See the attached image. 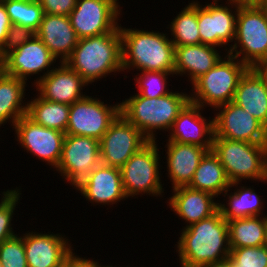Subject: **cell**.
<instances>
[{
  "mask_svg": "<svg viewBox=\"0 0 267 267\" xmlns=\"http://www.w3.org/2000/svg\"><path fill=\"white\" fill-rule=\"evenodd\" d=\"M181 231L175 244L181 267H204L229 257L228 223L219 209Z\"/></svg>",
  "mask_w": 267,
  "mask_h": 267,
  "instance_id": "1",
  "label": "cell"
},
{
  "mask_svg": "<svg viewBox=\"0 0 267 267\" xmlns=\"http://www.w3.org/2000/svg\"><path fill=\"white\" fill-rule=\"evenodd\" d=\"M119 30L122 40L123 72L127 69H136L140 72L174 73L175 46L166 33L123 28L121 24Z\"/></svg>",
  "mask_w": 267,
  "mask_h": 267,
  "instance_id": "2",
  "label": "cell"
},
{
  "mask_svg": "<svg viewBox=\"0 0 267 267\" xmlns=\"http://www.w3.org/2000/svg\"><path fill=\"white\" fill-rule=\"evenodd\" d=\"M65 63L89 85L112 72H123L120 30L79 39Z\"/></svg>",
  "mask_w": 267,
  "mask_h": 267,
  "instance_id": "3",
  "label": "cell"
},
{
  "mask_svg": "<svg viewBox=\"0 0 267 267\" xmlns=\"http://www.w3.org/2000/svg\"><path fill=\"white\" fill-rule=\"evenodd\" d=\"M189 101L188 93L173 90L158 98H147L135 93L120 102V114L150 141H155L156 131H170L180 111Z\"/></svg>",
  "mask_w": 267,
  "mask_h": 267,
  "instance_id": "4",
  "label": "cell"
},
{
  "mask_svg": "<svg viewBox=\"0 0 267 267\" xmlns=\"http://www.w3.org/2000/svg\"><path fill=\"white\" fill-rule=\"evenodd\" d=\"M211 150L231 183L245 179L267 183V144L213 137Z\"/></svg>",
  "mask_w": 267,
  "mask_h": 267,
  "instance_id": "5",
  "label": "cell"
},
{
  "mask_svg": "<svg viewBox=\"0 0 267 267\" xmlns=\"http://www.w3.org/2000/svg\"><path fill=\"white\" fill-rule=\"evenodd\" d=\"M249 67L227 53L207 73L192 83L190 101L213 110L233 101L238 82ZM208 105V106H207Z\"/></svg>",
  "mask_w": 267,
  "mask_h": 267,
  "instance_id": "6",
  "label": "cell"
},
{
  "mask_svg": "<svg viewBox=\"0 0 267 267\" xmlns=\"http://www.w3.org/2000/svg\"><path fill=\"white\" fill-rule=\"evenodd\" d=\"M228 54L240 58L249 68L267 58L266 6L238 4L235 38Z\"/></svg>",
  "mask_w": 267,
  "mask_h": 267,
  "instance_id": "7",
  "label": "cell"
},
{
  "mask_svg": "<svg viewBox=\"0 0 267 267\" xmlns=\"http://www.w3.org/2000/svg\"><path fill=\"white\" fill-rule=\"evenodd\" d=\"M157 141H149L120 168L125 194L128 197L150 195L163 197L160 177V156Z\"/></svg>",
  "mask_w": 267,
  "mask_h": 267,
  "instance_id": "8",
  "label": "cell"
},
{
  "mask_svg": "<svg viewBox=\"0 0 267 267\" xmlns=\"http://www.w3.org/2000/svg\"><path fill=\"white\" fill-rule=\"evenodd\" d=\"M119 114L120 103L107 105L99 98L87 95L70 105L65 134L100 140Z\"/></svg>",
  "mask_w": 267,
  "mask_h": 267,
  "instance_id": "9",
  "label": "cell"
},
{
  "mask_svg": "<svg viewBox=\"0 0 267 267\" xmlns=\"http://www.w3.org/2000/svg\"><path fill=\"white\" fill-rule=\"evenodd\" d=\"M100 163L98 139L65 134L61 158L55 170L75 188Z\"/></svg>",
  "mask_w": 267,
  "mask_h": 267,
  "instance_id": "10",
  "label": "cell"
},
{
  "mask_svg": "<svg viewBox=\"0 0 267 267\" xmlns=\"http://www.w3.org/2000/svg\"><path fill=\"white\" fill-rule=\"evenodd\" d=\"M118 0H77L69 19L78 39L99 36L119 29Z\"/></svg>",
  "mask_w": 267,
  "mask_h": 267,
  "instance_id": "11",
  "label": "cell"
},
{
  "mask_svg": "<svg viewBox=\"0 0 267 267\" xmlns=\"http://www.w3.org/2000/svg\"><path fill=\"white\" fill-rule=\"evenodd\" d=\"M149 141L141 131L119 114L99 140L101 163L121 168Z\"/></svg>",
  "mask_w": 267,
  "mask_h": 267,
  "instance_id": "12",
  "label": "cell"
},
{
  "mask_svg": "<svg viewBox=\"0 0 267 267\" xmlns=\"http://www.w3.org/2000/svg\"><path fill=\"white\" fill-rule=\"evenodd\" d=\"M212 2L206 5H200L198 2V27L201 43L214 47H225V53H228L229 48H226V45L231 47L229 43L233 42L235 38L238 4L235 1H226L227 5L225 6L218 3L219 1Z\"/></svg>",
  "mask_w": 267,
  "mask_h": 267,
  "instance_id": "13",
  "label": "cell"
},
{
  "mask_svg": "<svg viewBox=\"0 0 267 267\" xmlns=\"http://www.w3.org/2000/svg\"><path fill=\"white\" fill-rule=\"evenodd\" d=\"M215 110L214 137L267 144V128L242 107L231 101Z\"/></svg>",
  "mask_w": 267,
  "mask_h": 267,
  "instance_id": "14",
  "label": "cell"
},
{
  "mask_svg": "<svg viewBox=\"0 0 267 267\" xmlns=\"http://www.w3.org/2000/svg\"><path fill=\"white\" fill-rule=\"evenodd\" d=\"M13 128L17 142L27 153L45 161L52 168H57L65 133L37 124L27 115L18 119Z\"/></svg>",
  "mask_w": 267,
  "mask_h": 267,
  "instance_id": "15",
  "label": "cell"
},
{
  "mask_svg": "<svg viewBox=\"0 0 267 267\" xmlns=\"http://www.w3.org/2000/svg\"><path fill=\"white\" fill-rule=\"evenodd\" d=\"M56 60L41 39L34 35L30 40L3 58V72L27 82L31 76L41 75L40 73L46 69L42 74L43 76L41 75L34 80V86L55 68L53 66L57 62Z\"/></svg>",
  "mask_w": 267,
  "mask_h": 267,
  "instance_id": "16",
  "label": "cell"
},
{
  "mask_svg": "<svg viewBox=\"0 0 267 267\" xmlns=\"http://www.w3.org/2000/svg\"><path fill=\"white\" fill-rule=\"evenodd\" d=\"M22 237L28 267H64L73 254V245L61 233L31 231Z\"/></svg>",
  "mask_w": 267,
  "mask_h": 267,
  "instance_id": "17",
  "label": "cell"
},
{
  "mask_svg": "<svg viewBox=\"0 0 267 267\" xmlns=\"http://www.w3.org/2000/svg\"><path fill=\"white\" fill-rule=\"evenodd\" d=\"M205 108L189 101L175 119L166 141L187 143L212 149L214 118L206 119L201 113Z\"/></svg>",
  "mask_w": 267,
  "mask_h": 267,
  "instance_id": "18",
  "label": "cell"
},
{
  "mask_svg": "<svg viewBox=\"0 0 267 267\" xmlns=\"http://www.w3.org/2000/svg\"><path fill=\"white\" fill-rule=\"evenodd\" d=\"M75 189L92 205H112L127 198L121 171L118 167H111L100 163Z\"/></svg>",
  "mask_w": 267,
  "mask_h": 267,
  "instance_id": "19",
  "label": "cell"
},
{
  "mask_svg": "<svg viewBox=\"0 0 267 267\" xmlns=\"http://www.w3.org/2000/svg\"><path fill=\"white\" fill-rule=\"evenodd\" d=\"M58 67L52 69L34 86L38 95L46 100L72 105L87 96L82 90L88 83L65 62H59Z\"/></svg>",
  "mask_w": 267,
  "mask_h": 267,
  "instance_id": "20",
  "label": "cell"
},
{
  "mask_svg": "<svg viewBox=\"0 0 267 267\" xmlns=\"http://www.w3.org/2000/svg\"><path fill=\"white\" fill-rule=\"evenodd\" d=\"M172 191L173 195L167 203L171 211L185 221L186 227L210 217L219 209V200L214 201L217 197L209 192L188 186L177 187Z\"/></svg>",
  "mask_w": 267,
  "mask_h": 267,
  "instance_id": "21",
  "label": "cell"
},
{
  "mask_svg": "<svg viewBox=\"0 0 267 267\" xmlns=\"http://www.w3.org/2000/svg\"><path fill=\"white\" fill-rule=\"evenodd\" d=\"M35 35L41 39L52 55L60 60V63L69 58L79 40L69 16L64 15L44 13Z\"/></svg>",
  "mask_w": 267,
  "mask_h": 267,
  "instance_id": "22",
  "label": "cell"
},
{
  "mask_svg": "<svg viewBox=\"0 0 267 267\" xmlns=\"http://www.w3.org/2000/svg\"><path fill=\"white\" fill-rule=\"evenodd\" d=\"M167 171L172 189L188 186L203 156L211 149L197 145L167 141Z\"/></svg>",
  "mask_w": 267,
  "mask_h": 267,
  "instance_id": "23",
  "label": "cell"
},
{
  "mask_svg": "<svg viewBox=\"0 0 267 267\" xmlns=\"http://www.w3.org/2000/svg\"><path fill=\"white\" fill-rule=\"evenodd\" d=\"M206 44L175 46L174 75H188L190 84L212 69L224 56Z\"/></svg>",
  "mask_w": 267,
  "mask_h": 267,
  "instance_id": "24",
  "label": "cell"
},
{
  "mask_svg": "<svg viewBox=\"0 0 267 267\" xmlns=\"http://www.w3.org/2000/svg\"><path fill=\"white\" fill-rule=\"evenodd\" d=\"M267 128V83L256 68H248L240 78L233 101Z\"/></svg>",
  "mask_w": 267,
  "mask_h": 267,
  "instance_id": "25",
  "label": "cell"
},
{
  "mask_svg": "<svg viewBox=\"0 0 267 267\" xmlns=\"http://www.w3.org/2000/svg\"><path fill=\"white\" fill-rule=\"evenodd\" d=\"M238 185H240V182L231 183L230 187L222 194L228 202H225L226 204H224L219 201L218 207L222 216L226 220L263 216V209L265 208V205L263 204L264 200L262 197L260 198L259 194L255 192L253 187L251 188L250 186L245 187L240 185L239 188H237ZM234 186V192L230 193L229 191H231V188Z\"/></svg>",
  "mask_w": 267,
  "mask_h": 267,
  "instance_id": "26",
  "label": "cell"
},
{
  "mask_svg": "<svg viewBox=\"0 0 267 267\" xmlns=\"http://www.w3.org/2000/svg\"><path fill=\"white\" fill-rule=\"evenodd\" d=\"M26 83L4 72L0 74V127L7 122L13 127L18 119L27 114L28 104L24 102L27 99L24 98Z\"/></svg>",
  "mask_w": 267,
  "mask_h": 267,
  "instance_id": "27",
  "label": "cell"
},
{
  "mask_svg": "<svg viewBox=\"0 0 267 267\" xmlns=\"http://www.w3.org/2000/svg\"><path fill=\"white\" fill-rule=\"evenodd\" d=\"M231 185L225 169L212 150L200 161L188 187L206 191L215 197L223 194Z\"/></svg>",
  "mask_w": 267,
  "mask_h": 267,
  "instance_id": "28",
  "label": "cell"
},
{
  "mask_svg": "<svg viewBox=\"0 0 267 267\" xmlns=\"http://www.w3.org/2000/svg\"><path fill=\"white\" fill-rule=\"evenodd\" d=\"M230 248L261 247L266 243L267 215L227 220Z\"/></svg>",
  "mask_w": 267,
  "mask_h": 267,
  "instance_id": "29",
  "label": "cell"
},
{
  "mask_svg": "<svg viewBox=\"0 0 267 267\" xmlns=\"http://www.w3.org/2000/svg\"><path fill=\"white\" fill-rule=\"evenodd\" d=\"M27 116L46 128L65 133L68 126L70 105L52 102L36 95L27 102Z\"/></svg>",
  "mask_w": 267,
  "mask_h": 267,
  "instance_id": "30",
  "label": "cell"
},
{
  "mask_svg": "<svg viewBox=\"0 0 267 267\" xmlns=\"http://www.w3.org/2000/svg\"><path fill=\"white\" fill-rule=\"evenodd\" d=\"M168 26L174 46L200 44L198 27V1H192L182 8Z\"/></svg>",
  "mask_w": 267,
  "mask_h": 267,
  "instance_id": "31",
  "label": "cell"
},
{
  "mask_svg": "<svg viewBox=\"0 0 267 267\" xmlns=\"http://www.w3.org/2000/svg\"><path fill=\"white\" fill-rule=\"evenodd\" d=\"M12 24H18L36 32L43 19L44 11L36 0H4Z\"/></svg>",
  "mask_w": 267,
  "mask_h": 267,
  "instance_id": "32",
  "label": "cell"
},
{
  "mask_svg": "<svg viewBox=\"0 0 267 267\" xmlns=\"http://www.w3.org/2000/svg\"><path fill=\"white\" fill-rule=\"evenodd\" d=\"M140 74V75H139ZM174 75L171 72L141 71L134 78L140 96L147 98H158L170 93L167 88L168 76Z\"/></svg>",
  "mask_w": 267,
  "mask_h": 267,
  "instance_id": "33",
  "label": "cell"
},
{
  "mask_svg": "<svg viewBox=\"0 0 267 267\" xmlns=\"http://www.w3.org/2000/svg\"><path fill=\"white\" fill-rule=\"evenodd\" d=\"M19 187L15 189L7 190L2 192V199L0 201V244L6 239L16 235L12 228V219L16 205L20 201L21 191Z\"/></svg>",
  "mask_w": 267,
  "mask_h": 267,
  "instance_id": "34",
  "label": "cell"
},
{
  "mask_svg": "<svg viewBox=\"0 0 267 267\" xmlns=\"http://www.w3.org/2000/svg\"><path fill=\"white\" fill-rule=\"evenodd\" d=\"M19 233L0 244V263L2 267H28L24 240Z\"/></svg>",
  "mask_w": 267,
  "mask_h": 267,
  "instance_id": "35",
  "label": "cell"
},
{
  "mask_svg": "<svg viewBox=\"0 0 267 267\" xmlns=\"http://www.w3.org/2000/svg\"><path fill=\"white\" fill-rule=\"evenodd\" d=\"M234 267H267V247L230 248Z\"/></svg>",
  "mask_w": 267,
  "mask_h": 267,
  "instance_id": "36",
  "label": "cell"
},
{
  "mask_svg": "<svg viewBox=\"0 0 267 267\" xmlns=\"http://www.w3.org/2000/svg\"><path fill=\"white\" fill-rule=\"evenodd\" d=\"M35 35V32L30 28L11 24L5 42L0 48L1 57L4 58L11 51L16 50L19 46L30 40Z\"/></svg>",
  "mask_w": 267,
  "mask_h": 267,
  "instance_id": "37",
  "label": "cell"
},
{
  "mask_svg": "<svg viewBox=\"0 0 267 267\" xmlns=\"http://www.w3.org/2000/svg\"><path fill=\"white\" fill-rule=\"evenodd\" d=\"M44 13L50 15L69 16L75 8L77 0H36Z\"/></svg>",
  "mask_w": 267,
  "mask_h": 267,
  "instance_id": "38",
  "label": "cell"
},
{
  "mask_svg": "<svg viewBox=\"0 0 267 267\" xmlns=\"http://www.w3.org/2000/svg\"><path fill=\"white\" fill-rule=\"evenodd\" d=\"M10 18L2 1H0V48L3 46L11 26Z\"/></svg>",
  "mask_w": 267,
  "mask_h": 267,
  "instance_id": "39",
  "label": "cell"
},
{
  "mask_svg": "<svg viewBox=\"0 0 267 267\" xmlns=\"http://www.w3.org/2000/svg\"><path fill=\"white\" fill-rule=\"evenodd\" d=\"M64 267H94V260L79 257L75 252L66 260Z\"/></svg>",
  "mask_w": 267,
  "mask_h": 267,
  "instance_id": "40",
  "label": "cell"
},
{
  "mask_svg": "<svg viewBox=\"0 0 267 267\" xmlns=\"http://www.w3.org/2000/svg\"><path fill=\"white\" fill-rule=\"evenodd\" d=\"M255 68L263 76L267 83V58L262 60Z\"/></svg>",
  "mask_w": 267,
  "mask_h": 267,
  "instance_id": "41",
  "label": "cell"
},
{
  "mask_svg": "<svg viewBox=\"0 0 267 267\" xmlns=\"http://www.w3.org/2000/svg\"><path fill=\"white\" fill-rule=\"evenodd\" d=\"M204 267H234V266H233V262L228 257L224 260L218 261L216 263H211V264L206 265Z\"/></svg>",
  "mask_w": 267,
  "mask_h": 267,
  "instance_id": "42",
  "label": "cell"
},
{
  "mask_svg": "<svg viewBox=\"0 0 267 267\" xmlns=\"http://www.w3.org/2000/svg\"><path fill=\"white\" fill-rule=\"evenodd\" d=\"M239 5H255V6H265L267 0H238Z\"/></svg>",
  "mask_w": 267,
  "mask_h": 267,
  "instance_id": "43",
  "label": "cell"
},
{
  "mask_svg": "<svg viewBox=\"0 0 267 267\" xmlns=\"http://www.w3.org/2000/svg\"><path fill=\"white\" fill-rule=\"evenodd\" d=\"M94 267H116V266H112V265H109V266L108 265L107 266L105 265L104 266V265L99 264V262L97 260H95L94 261Z\"/></svg>",
  "mask_w": 267,
  "mask_h": 267,
  "instance_id": "44",
  "label": "cell"
},
{
  "mask_svg": "<svg viewBox=\"0 0 267 267\" xmlns=\"http://www.w3.org/2000/svg\"><path fill=\"white\" fill-rule=\"evenodd\" d=\"M3 72V58L1 57L0 54V74Z\"/></svg>",
  "mask_w": 267,
  "mask_h": 267,
  "instance_id": "45",
  "label": "cell"
},
{
  "mask_svg": "<svg viewBox=\"0 0 267 267\" xmlns=\"http://www.w3.org/2000/svg\"><path fill=\"white\" fill-rule=\"evenodd\" d=\"M212 1H219L220 2V0H212ZM227 1H235L238 4V0H227Z\"/></svg>",
  "mask_w": 267,
  "mask_h": 267,
  "instance_id": "46",
  "label": "cell"
}]
</instances>
